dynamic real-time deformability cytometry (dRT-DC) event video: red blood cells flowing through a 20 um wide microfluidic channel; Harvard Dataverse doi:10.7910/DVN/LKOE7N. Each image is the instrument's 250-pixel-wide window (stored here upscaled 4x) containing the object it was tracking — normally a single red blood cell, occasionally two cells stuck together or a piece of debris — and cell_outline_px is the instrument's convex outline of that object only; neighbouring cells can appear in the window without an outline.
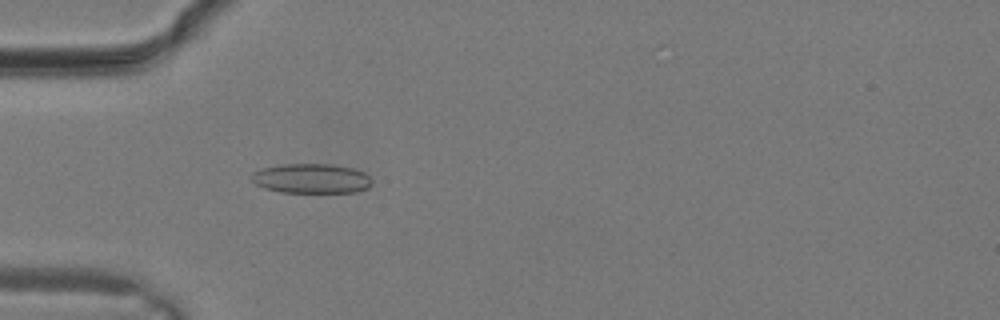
{"species": "common noctule bat (a hibernating species)", "species_latin": "Nyctalus noctula", "temperature_condition": "warm", "stored_images_in_passage": 12, "camera_frame_rate_fps": 3000, "um_per_image_px": 0.085, "animal": {"sex": "male", "body_mass_g": 19.2, "forearm_length_mm": 51.8}, "frame": {"image": 1, "passage_image": 10, "time_ms": 3.0, "image_size_px": [1000, 320], "cell_outline_px": [[372, 184], [368, 188], [356, 192], [280, 192], [264, 188], [256, 184], [248, 176], [252, 172], [264, 168], [284, 164], [332, 164], [352, 168], [364, 172], [372, 180]], "centroid_in_image_um": [26.46, 15.17], "position_along_channel_um": 58.5, "area_um2": 20.87}}
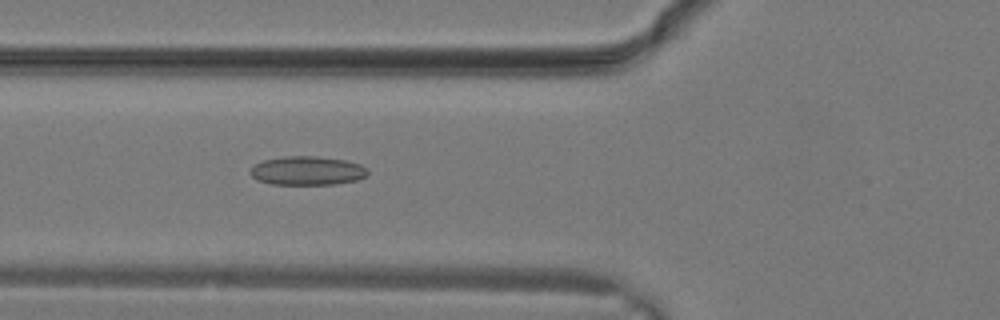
{"frame": {"image": 2, "passage_image": 12, "time_ms": 3.667, "image_size_px": [1000, 320], "cell_outline_px": [[368, 172], [364, 176], [356, 180], [336, 184], [272, 184], [256, 180], [248, 172], [252, 164], [264, 160], [284, 156], [316, 156], [344, 160], [360, 164], [368, 168]], "centroid_in_image_um": [26.06, 14.5], "position_along_channel_um": 99.7, "area_um2": 19.83}}